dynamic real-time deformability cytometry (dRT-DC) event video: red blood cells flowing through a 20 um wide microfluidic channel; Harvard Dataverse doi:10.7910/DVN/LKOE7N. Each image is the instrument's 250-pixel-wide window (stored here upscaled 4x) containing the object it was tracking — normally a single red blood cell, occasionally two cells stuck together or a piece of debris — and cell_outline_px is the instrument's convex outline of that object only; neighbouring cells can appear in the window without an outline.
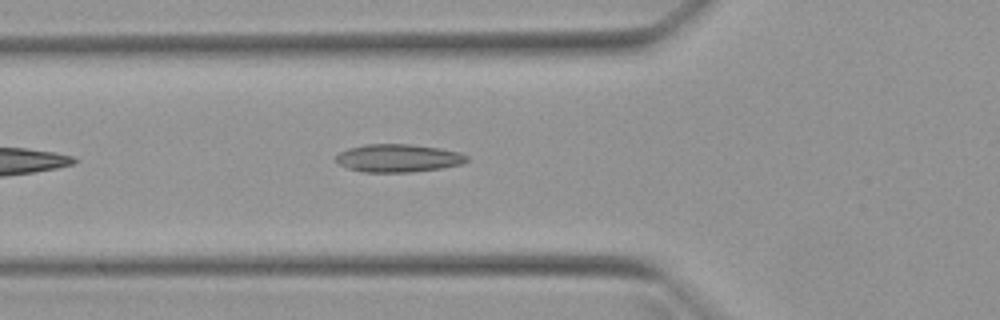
{"species": "Egyptian fruit bat (a non-hibernating species)", "species_latin": "Rousettus aegyptiacus", "temperature_condition": "warm", "stored_images_in_passage": 8, "camera_frame_rate_fps": 3000, "um_per_image_px": 0.085, "animal": {"sex": "female"}, "frame": {"image": 1, "passage_image": 5, "time_ms": 1.333, "image_size_px": [1000, 320], "cell_outline_px": [[468, 160], [460, 164], [440, 168], [412, 172], [364, 172], [348, 168], [340, 164], [336, 160], [336, 156], [340, 152], [348, 148], [364, 144], [408, 144], [440, 148], [460, 152], [468, 156]], "centroid_in_image_um": [33.84, 13.43], "position_along_channel_um": 92.0, "area_um2": 21.21}}